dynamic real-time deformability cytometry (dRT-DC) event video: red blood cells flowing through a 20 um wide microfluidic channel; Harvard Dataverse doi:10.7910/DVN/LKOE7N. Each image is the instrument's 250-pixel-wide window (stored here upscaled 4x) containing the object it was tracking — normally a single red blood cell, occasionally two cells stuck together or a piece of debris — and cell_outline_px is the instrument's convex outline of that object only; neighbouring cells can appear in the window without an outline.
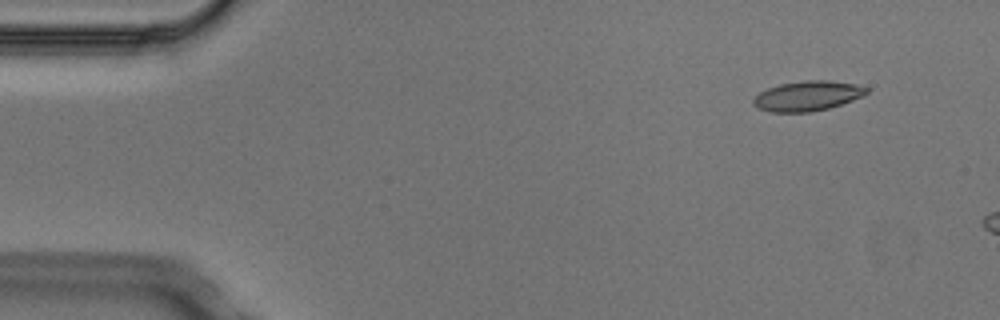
{"species": "Egyptian fruit bat (a non-hibernating species)", "species_latin": "Rousettus aegyptiacus", "temperature_condition": "cold", "stored_images_in_passage": 3, "camera_frame_rate_fps": 3000, "um_per_image_px": 0.085, "animal": {"sex": "male"}, "frame": {"image": 1, "passage_image": 1, "time_ms": 0.0, "image_size_px": [1000, 320], "cell_outline_px": [[868, 92], [864, 96], [828, 108], [812, 112], [772, 112], [756, 108], [752, 104], [752, 100], [760, 92], [768, 88], [780, 84], [804, 80], [828, 80], [856, 84], [868, 88]], "centroid_in_image_um": [68.62, 8.15], "position_along_channel_um": 16.4, "area_um2": 19.77}}